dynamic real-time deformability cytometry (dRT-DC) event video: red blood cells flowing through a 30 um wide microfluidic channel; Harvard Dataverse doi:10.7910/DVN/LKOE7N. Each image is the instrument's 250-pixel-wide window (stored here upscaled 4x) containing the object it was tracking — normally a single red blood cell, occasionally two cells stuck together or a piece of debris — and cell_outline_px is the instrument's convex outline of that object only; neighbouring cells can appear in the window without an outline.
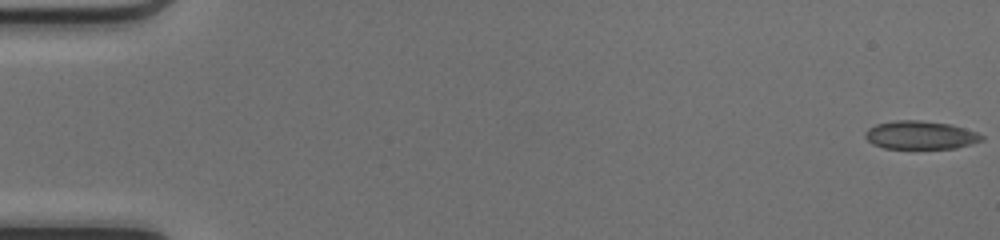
{"species": "common noctule bat (a hibernating species)", "species_latin": "Nyctalus noctula", "temperature_condition": "cold", "stored_images_in_passage": 50, "camera_frame_rate_fps": 3000, "um_per_image_px": 0.085, "animal": {"sex": "female", "body_mass_g": 17.0, "forearm_length_mm": 48.0}, "frame": {"image": 1, "passage_image": 1, "time_ms": 0.0, "image_size_px": [1000, 240], "cell_outline_px": [[984, 140], [972, 144], [956, 148], [884, 148], [872, 144], [864, 136], [868, 128], [876, 124], [896, 120], [920, 120], [952, 124], [976, 132], [984, 136]], "centroid_in_image_um": [78.25, 11.48], "position_along_channel_um": 6.7, "area_um2": 19.25}}
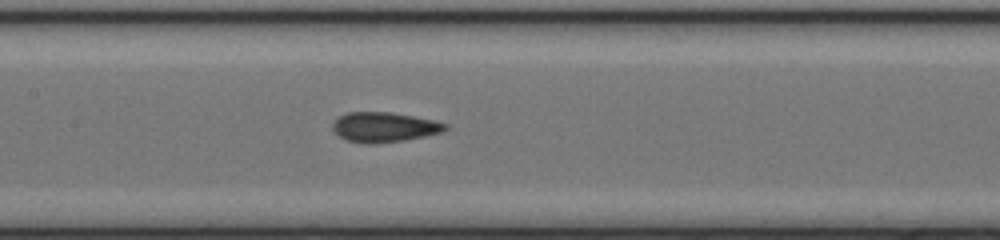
{"frame": {"image": 2, "passage_image": 25, "time_ms": 8.0, "image_size_px": [1000, 240], "cell_outline_px": [[448, 128], [444, 132], [404, 140], [372, 144], [368, 144], [348, 140], [340, 136], [332, 128], [332, 124], [340, 116], [348, 112], [392, 112], [436, 120], [448, 124]], "centroid_in_image_um": [32.71, 10.8], "position_along_channel_um": 174.7, "area_um2": 19.59}}
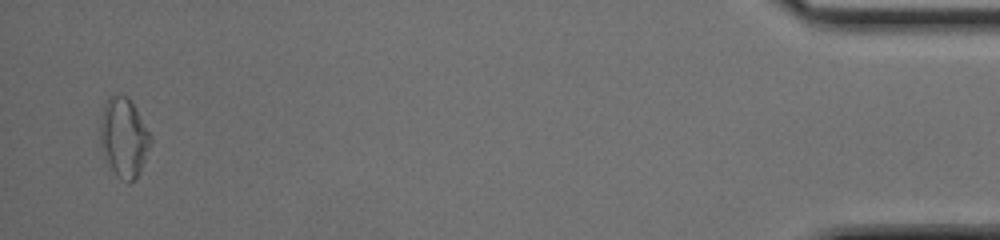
{"frame": {"image": 3, "passage_image": 49, "time_ms": 16.0, "image_size_px": [1000, 240], "cell_outline_px": [[152, 144], [136, 176], [132, 180], [124, 180], [104, 160], [100, 144], [100, 124], [104, 104], [108, 96], [128, 96], [132, 100], [152, 136]], "centroid_in_image_um": [10.53, 11.62], "position_along_channel_um": 424.7, "area_um2": 23.06}, "authors_computed_cell_mechanics": {"area_um2": 19.4786, "velocity_mm_per_s": 4.1864, "shape_relaxation_time_tau1_ms": null, "shape_relaxation_time_tau2_ms": 1.9354, "deformation_change_tau1": null, "deformation_change_tau2": 0.0773}}